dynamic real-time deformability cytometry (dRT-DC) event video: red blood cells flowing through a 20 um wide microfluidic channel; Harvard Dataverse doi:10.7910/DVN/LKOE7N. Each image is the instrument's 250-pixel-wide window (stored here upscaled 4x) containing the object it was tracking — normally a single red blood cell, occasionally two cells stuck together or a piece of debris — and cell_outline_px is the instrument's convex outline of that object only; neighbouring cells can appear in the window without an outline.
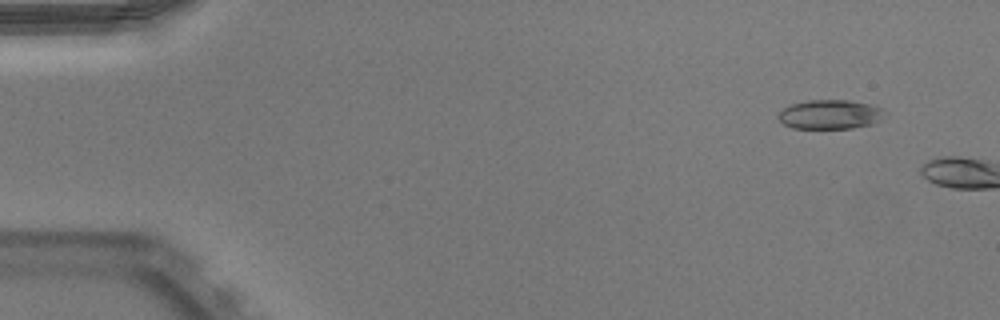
{"species": "Egyptian fruit bat (a non-hibernating species)", "species_latin": "Rousettus aegyptiacus", "temperature_condition": "warm", "stored_images_in_passage": 3, "camera_frame_rate_fps": 3000, "um_per_image_px": 0.085, "animal": {"sex": "male"}, "frame": {"image": 1, "passage_image": 1, "time_ms": 0.0, "image_size_px": [1000, 320], "cell_outline_px": [[888, 112], [880, 120], [872, 124], [852, 128], [792, 128], [784, 124], [776, 116], [784, 108], [792, 104], [808, 100], [848, 100], [872, 104]], "centroid_in_image_um": [70.59, 9.72], "position_along_channel_um": 14.4, "area_um2": 18.21}}